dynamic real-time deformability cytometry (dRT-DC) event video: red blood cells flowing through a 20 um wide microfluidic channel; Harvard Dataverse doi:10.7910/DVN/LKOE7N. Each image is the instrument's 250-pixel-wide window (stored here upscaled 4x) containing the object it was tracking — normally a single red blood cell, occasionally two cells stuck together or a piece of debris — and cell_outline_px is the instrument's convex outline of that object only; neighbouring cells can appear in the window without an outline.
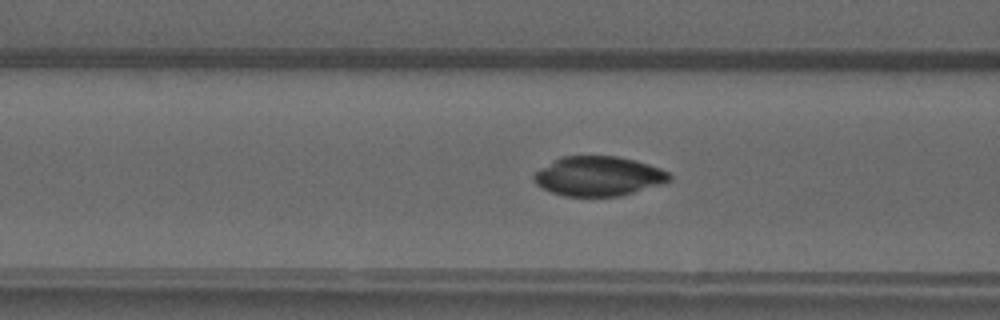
{"species": "common noctule bat (a hibernating species)", "species_latin": "Nyctalus noctula", "temperature_condition": "warm", "stored_images_in_passage": 51, "camera_frame_rate_fps": 3000, "um_per_image_px": 0.085, "animal": {"sex": "male", "forearm_length_mm": 52.5}, "frame": {"image": 1, "passage_image": 20, "time_ms": 6.333, "image_size_px": [1000, 320], "cell_outline_px": [[672, 180], [664, 184], [620, 196], [564, 196], [540, 188], [532, 180], [532, 176], [540, 168], [560, 156], [616, 156], [636, 160], [660, 168], [668, 172], [672, 176]], "centroid_in_image_um": [50.87, 14.97], "position_along_channel_um": 115.7, "area_um2": 31.56}}
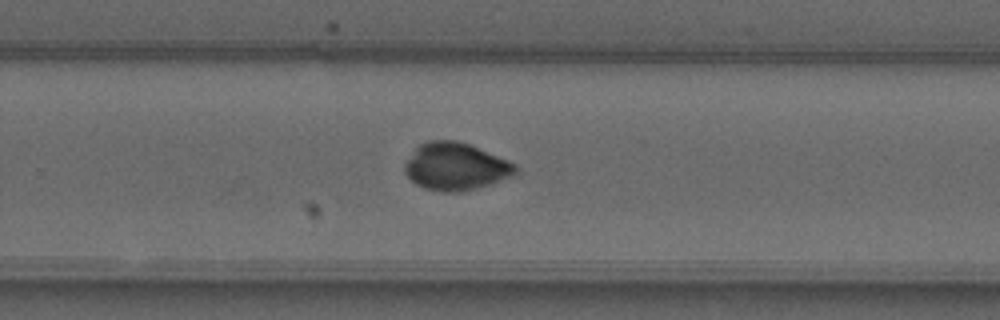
{"frame": {"image": 2, "passage_image": 33, "time_ms": 10.667, "image_size_px": [1000, 320], "cell_outline_px": [[516, 172], [512, 176], [476, 188], [460, 192], [440, 192], [424, 188], [416, 184], [404, 172], [404, 164], [416, 148], [420, 144], [428, 140], [456, 140], [468, 144], [516, 164]], "centroid_in_image_um": [38.69, 14.16], "position_along_channel_um": 291.1, "area_um2": 30.23}}
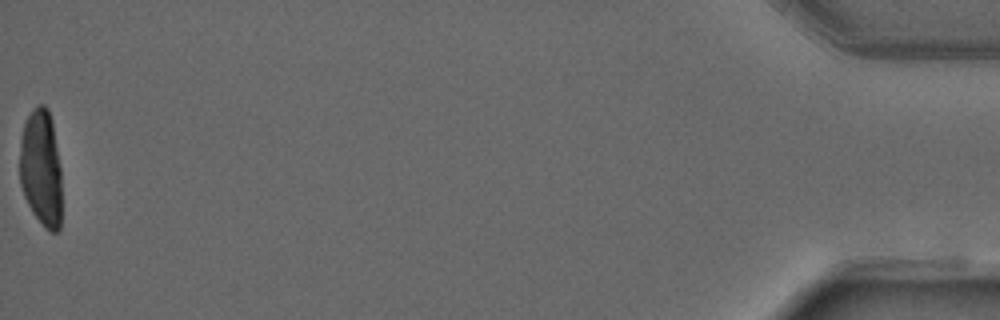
{"frame": {"image": 3, "passage_image": 51, "time_ms": 16.667, "image_size_px": [1000, 320], "cell_outline_px": [[60, 228], [56, 232], [52, 232], [44, 228], [32, 212], [24, 196], [20, 184], [20, 140], [24, 124], [32, 108], [36, 104], [44, 104], [48, 108], [52, 120], [60, 168]], "centroid_in_image_um": [3.48, 14.27], "position_along_channel_um": 431.7, "area_um2": 28.73}, "authors_computed_cell_mechanics": {"area_um2": 29.478, "velocity_mm_per_s": 4.0536, "shape_relaxation_time_tau1_ms": null, "shape_relaxation_time_tau2_ms": 0.8994, "deformation_change_tau1": null, "deformation_change_tau2": 0.029}}